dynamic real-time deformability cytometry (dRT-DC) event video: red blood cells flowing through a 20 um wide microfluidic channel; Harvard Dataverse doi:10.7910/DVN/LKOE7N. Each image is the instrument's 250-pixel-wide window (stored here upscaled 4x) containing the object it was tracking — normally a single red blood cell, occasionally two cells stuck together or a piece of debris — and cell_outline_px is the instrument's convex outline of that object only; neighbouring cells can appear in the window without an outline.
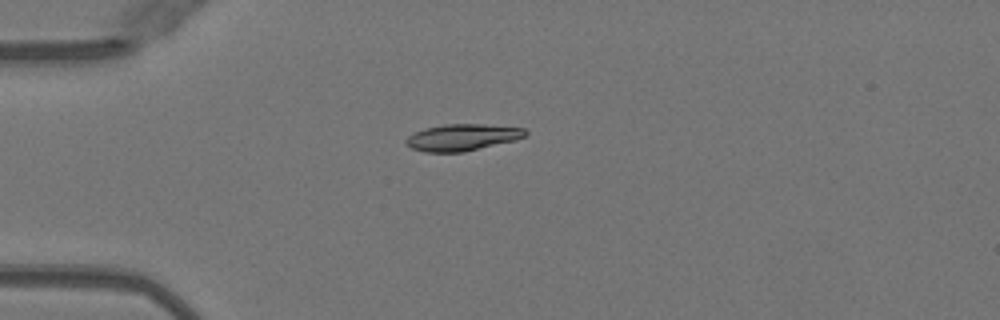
{"species": "Egyptian fruit bat (a non-hibernating species)", "species_latin": "Rousettus aegyptiacus", "temperature_condition": "warm", "stored_images_in_passage": 38, "camera_frame_rate_fps": 3000, "um_per_image_px": 0.085, "animal": {"sex": "female"}, "frame": {"image": 1, "passage_image": 1, "time_ms": 0.0, "image_size_px": [1000, 320], "cell_outline_px": [[528, 132], [524, 136], [516, 140], [464, 152], [424, 152], [412, 148], [404, 140], [408, 136], [424, 128], [444, 124], [484, 124], [524, 128]], "centroid_in_image_um": [39.3, 11.67], "position_along_channel_um": 45.7, "area_um2": 18.5}}
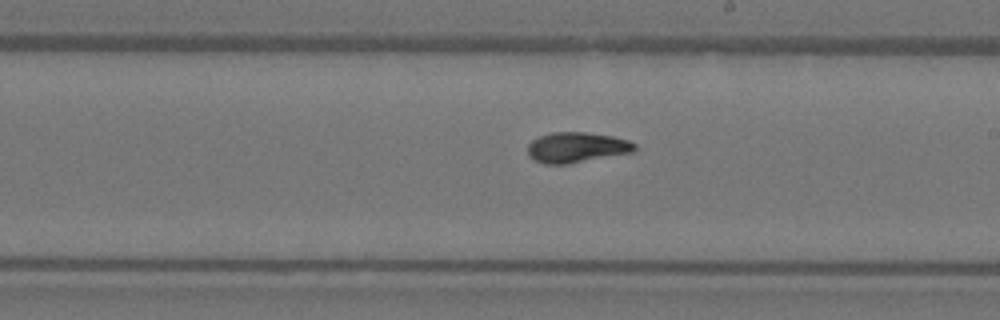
{"frame": {"image": 2, "passage_image": 17, "time_ms": 5.333, "image_size_px": [1000, 320], "cell_outline_px": [[636, 148], [632, 152], [568, 164], [544, 164], [528, 156], [528, 144], [532, 140], [540, 136], [552, 132], [584, 132], [612, 136], [628, 140], [636, 144]], "centroid_in_image_um": [49.0, 12.53], "position_along_channel_um": 240.0, "area_um2": 18.84}}
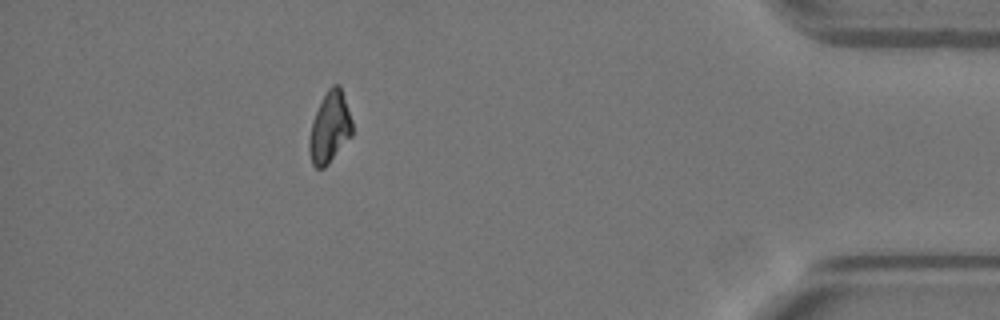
{"frame": {"image": 3, "passage_image": 33, "time_ms": 10.667, "image_size_px": [1000, 320], "cell_outline_px": [[352, 136], [328, 164], [324, 168], [316, 168], [312, 164], [308, 148], [308, 140], [312, 120], [328, 88], [332, 84], [340, 84], [352, 120]], "centroid_in_image_um": [28.02, 10.85], "position_along_channel_um": 407.2, "area_um2": 17.86}, "authors_computed_cell_mechanics": {"area_um2": 18.3515, "velocity_mm_per_s": 4.0357, "shape_relaxation_time_tau1_ms": 4.7327, "shape_relaxation_time_tau2_ms": 1.8232, "deformation_change_tau1": 0.187, "deformation_change_tau2": 0.0602}}